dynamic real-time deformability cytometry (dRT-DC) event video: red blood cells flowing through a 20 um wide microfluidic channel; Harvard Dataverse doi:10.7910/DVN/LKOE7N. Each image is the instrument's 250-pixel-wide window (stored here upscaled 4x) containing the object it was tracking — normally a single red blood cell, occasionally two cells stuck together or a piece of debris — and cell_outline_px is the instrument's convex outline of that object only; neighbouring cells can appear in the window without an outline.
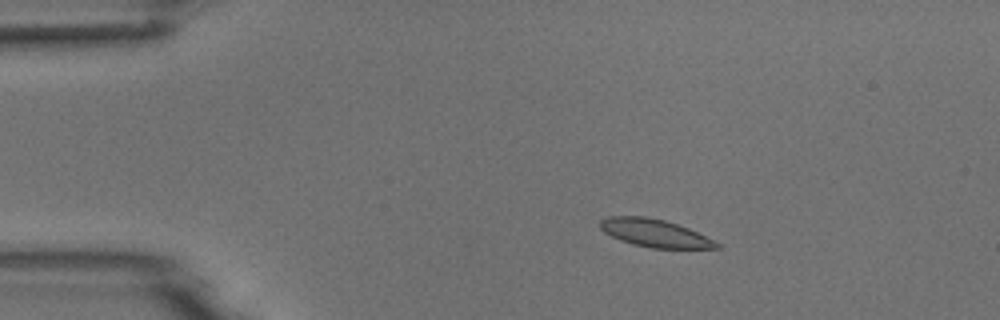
{"species": "common noctule bat (a hibernating species)", "species_latin": "Nyctalus noctula", "temperature_condition": "room temperature", "stored_images_in_passage": 6, "camera_frame_rate_fps": 3000, "um_per_image_px": 0.085, "animal": {"sex": "male", "body_mass_g": 18.8}, "frame": {"image": 1, "passage_image": 3, "time_ms": 0.667, "image_size_px": [1000, 320], "cell_outline_px": [[720, 248], [652, 248], [632, 244], [620, 240], [604, 232], [600, 228], [600, 220], [608, 216], [648, 216], [664, 220], [688, 228], [720, 244]], "centroid_in_image_um": [55.6, 19.8], "position_along_channel_um": 29.4, "area_um2": 18.67}}
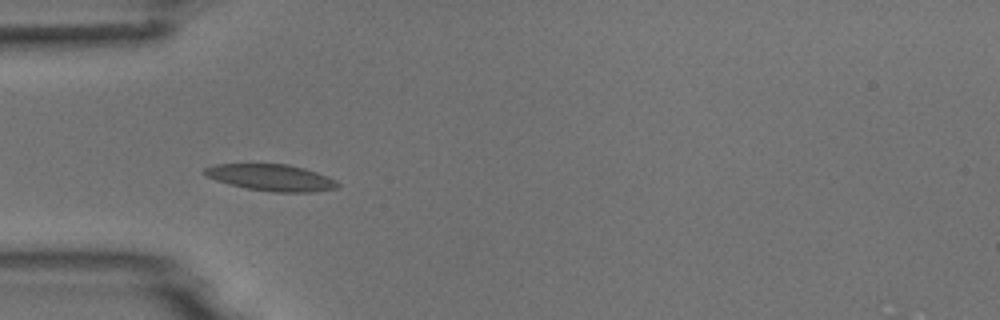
{"frame": {"image": 2, "passage_image": 5, "time_ms": 1.333, "image_size_px": [1000, 320], "cell_outline_px": [[340, 188], [312, 192], [272, 192], [248, 188], [216, 180], [200, 172], [204, 168], [212, 164], [288, 164], [304, 168], [328, 176], [336, 180], [340, 184]], "centroid_in_image_um": [23.08, 15.09], "position_along_channel_um": 61.9, "area_um2": 20.63}}
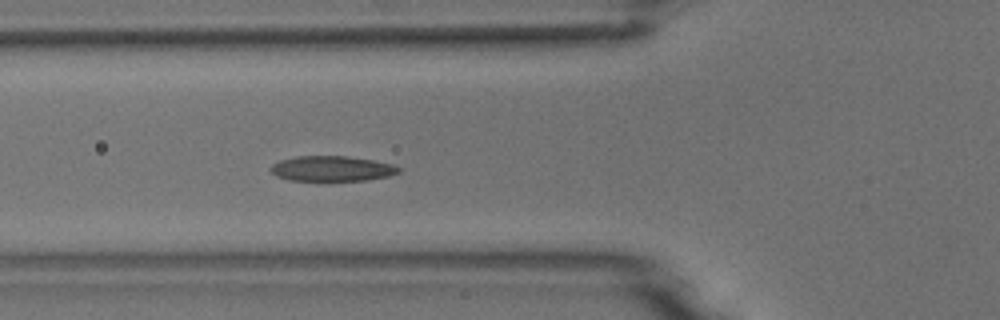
{"frame": {"image": 3, "passage_image": 6, "time_ms": 1.667, "image_size_px": [1000, 320], "cell_outline_px": [[400, 172], [388, 176], [368, 180], [328, 184], [288, 180], [276, 176], [268, 168], [272, 164], [280, 160], [296, 156], [348, 156], [372, 160], [392, 164], [400, 168]], "centroid_in_image_um": [28.17, 14.39], "position_along_channel_um": 97.6, "area_um2": 19.94}}